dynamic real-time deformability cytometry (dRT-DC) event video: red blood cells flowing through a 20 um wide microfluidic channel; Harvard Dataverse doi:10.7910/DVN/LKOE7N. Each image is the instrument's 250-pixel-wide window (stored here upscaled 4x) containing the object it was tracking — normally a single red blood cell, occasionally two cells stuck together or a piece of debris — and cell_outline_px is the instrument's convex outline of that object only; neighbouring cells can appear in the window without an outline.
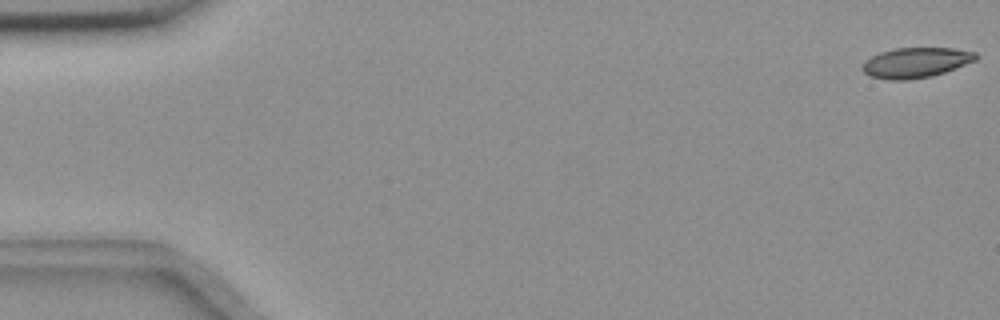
{"species": "common noctule bat (a hibernating species)", "species_latin": "Nyctalus noctula", "temperature_condition": "room temperature", "stored_images_in_passage": 56, "camera_frame_rate_fps": 3000, "um_per_image_px": 0.085, "animal": {"sex": "female", "body_mass_g": 18.4}, "frame": {"image": 1, "passage_image": 1, "time_ms": 0.0, "image_size_px": [1000, 320], "cell_outline_px": [[976, 60], [944, 72], [932, 76], [908, 80], [888, 80], [868, 76], [860, 68], [864, 60], [880, 52], [896, 48], [952, 48], [976, 52]], "centroid_in_image_um": [77.78, 5.33], "position_along_channel_um": 7.2, "area_um2": 20.0}}
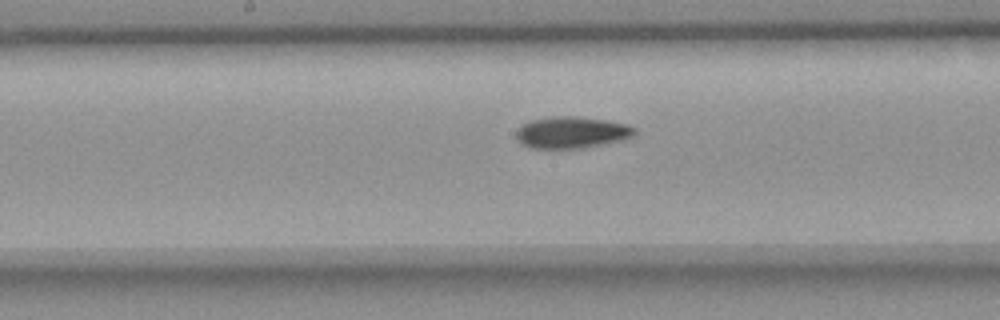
{"frame": {"image": 2, "passage_image": 29, "time_ms": 9.333, "image_size_px": [1000, 320], "cell_outline_px": [[636, 132], [632, 136], [620, 140], [584, 148], [528, 148], [520, 144], [516, 140], [516, 128], [520, 124], [528, 120], [552, 116], [576, 116], [608, 120], [628, 124], [636, 128]], "centroid_in_image_um": [48.52, 11.24], "position_along_channel_um": 199.7, "area_um2": 22.25}}
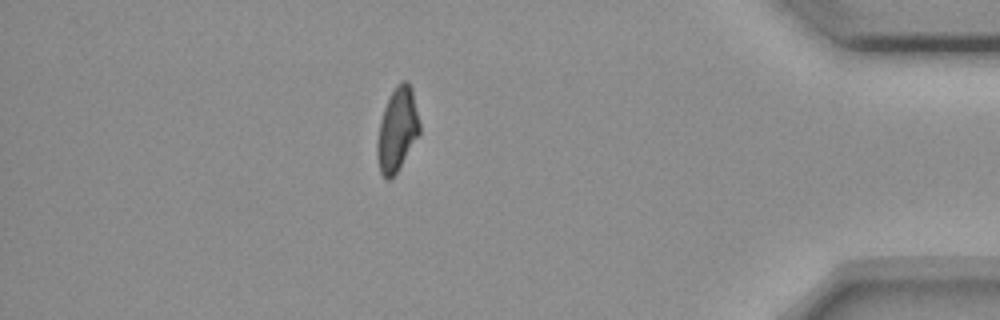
{"frame": {"image": 3, "passage_image": 49, "time_ms": 16.0, "image_size_px": [1000, 320], "cell_outline_px": [[420, 132], [396, 172], [388, 180], [384, 180], [380, 172], [376, 156], [376, 144], [380, 120], [384, 108], [396, 84], [400, 80], [408, 80], [412, 88], [420, 124]], "centroid_in_image_um": [33.74, 10.99], "position_along_channel_um": 401.5, "area_um2": 20.58}, "authors_computed_cell_mechanics": {"area_um2": 21.0103, "velocity_mm_per_s": 3.6355, "shape_relaxation_time_tau1_ms": 9.9997, "shape_relaxation_time_tau2_ms": 6.1317, "deformation_change_tau1": 0.1756, "deformation_change_tau2": 0.1178}}